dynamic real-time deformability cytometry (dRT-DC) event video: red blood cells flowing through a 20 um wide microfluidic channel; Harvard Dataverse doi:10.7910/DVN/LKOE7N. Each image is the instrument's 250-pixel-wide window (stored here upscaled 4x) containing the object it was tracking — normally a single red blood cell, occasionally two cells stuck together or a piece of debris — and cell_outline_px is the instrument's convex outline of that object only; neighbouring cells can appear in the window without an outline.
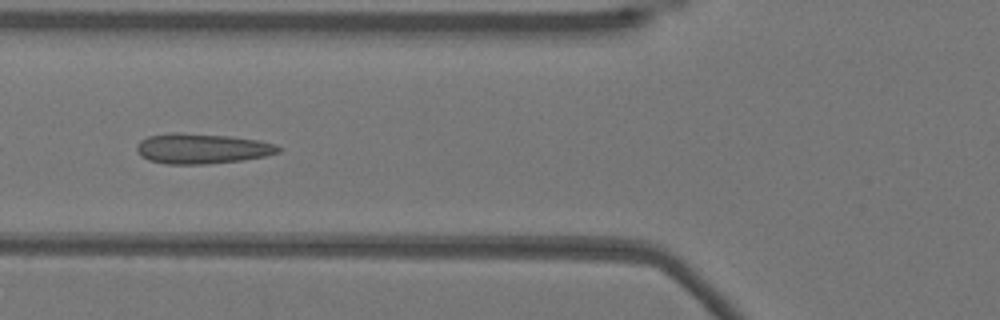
{"species": "Egyptian fruit bat (a non-hibernating species)", "species_latin": "Rousettus aegyptiacus", "temperature_condition": "warm", "stored_images_in_passage": 38, "camera_frame_rate_fps": 3000, "um_per_image_px": 0.085, "animal": {"sex": "female"}, "frame": {"image": 1, "passage_image": 19, "time_ms": 6.0, "image_size_px": [1000, 320], "cell_outline_px": [[284, 148], [280, 152], [264, 156], [240, 160], [208, 164], [164, 164], [148, 160], [140, 156], [136, 152], [136, 144], [140, 140], [148, 136], [172, 132], [180, 132], [232, 136], [260, 140], [276, 144]], "centroid_in_image_um": [17.15, 12.62], "position_along_channel_um": 108.7, "area_um2": 25.37}}
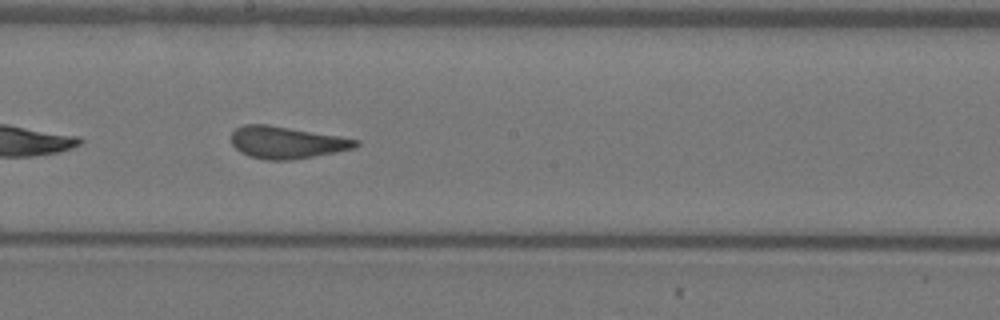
{"frame": {"image": 2, "passage_image": 28, "time_ms": 9.0, "image_size_px": [1000, 320], "cell_outline_px": [[360, 144], [356, 148], [336, 152], [288, 160], [268, 160], [248, 156], [240, 152], [232, 144], [232, 132], [236, 128], [244, 124], [268, 124], [340, 136], [360, 140]], "centroid_in_image_um": [24.38, 12.1], "position_along_channel_um": 223.8, "area_um2": 23.29}}
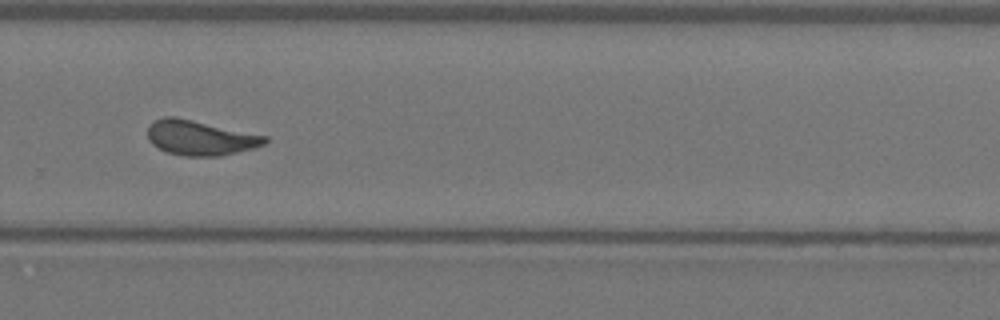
{"frame": {"image": 3, "passage_image": 35, "time_ms": 11.333, "image_size_px": [1000, 320], "cell_outline_px": [[268, 140], [264, 144], [252, 148], [220, 156], [184, 156], [168, 152], [152, 144], [148, 140], [148, 124], [152, 120], [164, 116], [176, 116], [268, 136]], "centroid_in_image_um": [16.98, 11.69], "position_along_channel_um": 312.8, "area_um2": 23.93}}